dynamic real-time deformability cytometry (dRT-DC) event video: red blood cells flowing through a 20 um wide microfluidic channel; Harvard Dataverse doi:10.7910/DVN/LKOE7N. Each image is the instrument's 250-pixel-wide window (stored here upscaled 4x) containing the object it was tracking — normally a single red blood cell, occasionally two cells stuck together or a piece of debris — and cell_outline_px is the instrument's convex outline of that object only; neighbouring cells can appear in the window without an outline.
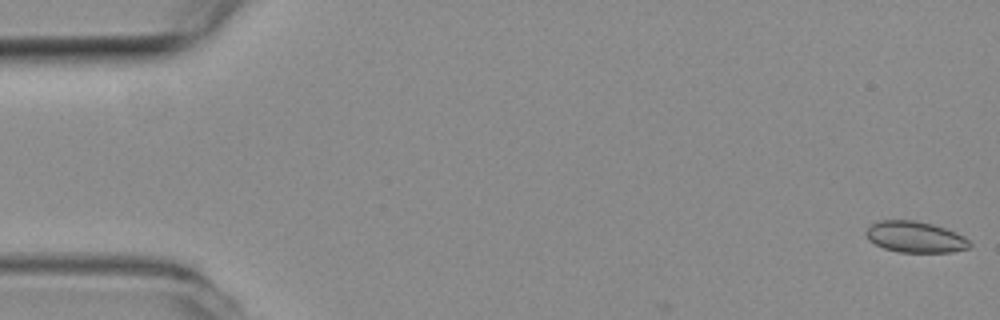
{"species": "common noctule bat (a hibernating species)", "species_latin": "Nyctalus noctula", "temperature_condition": "room temperature", "stored_images_in_passage": 4, "camera_frame_rate_fps": 3000, "um_per_image_px": 0.085, "animal": {"sex": "female", "body_mass_g": 19.3, "forearm_length_mm": 54.1}, "frame": {"image": 1, "passage_image": 1, "time_ms": 0.0, "image_size_px": [1000, 320], "cell_outline_px": [[972, 244], [968, 248], [952, 252], [900, 252], [884, 248], [868, 240], [864, 232], [872, 224], [880, 220], [916, 220], [932, 224], [956, 232], [964, 236]], "centroid_in_image_um": [77.79, 20.14], "position_along_channel_um": 7.2, "area_um2": 18.79}}